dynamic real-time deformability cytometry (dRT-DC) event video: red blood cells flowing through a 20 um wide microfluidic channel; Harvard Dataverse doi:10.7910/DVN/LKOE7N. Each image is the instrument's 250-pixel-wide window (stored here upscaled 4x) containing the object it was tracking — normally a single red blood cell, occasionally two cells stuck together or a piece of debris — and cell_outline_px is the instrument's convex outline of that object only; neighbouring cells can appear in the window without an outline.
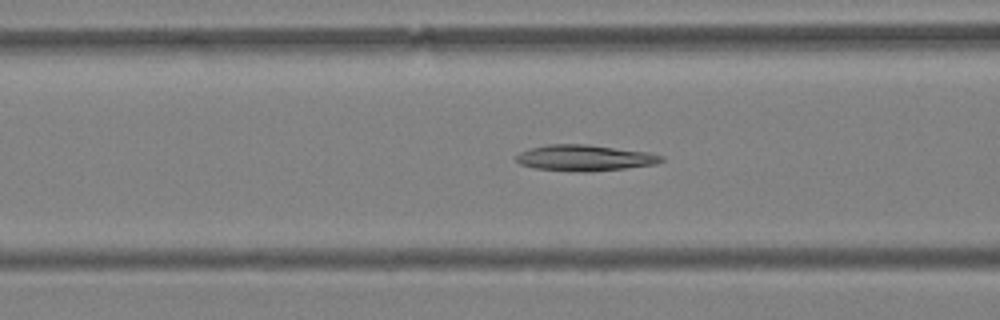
{"species": "Egyptian fruit bat (a non-hibernating species)", "species_latin": "Rousettus aegyptiacus", "temperature_condition": "warm", "stored_images_in_passage": 58, "camera_frame_rate_fps": 3000, "um_per_image_px": 0.085, "animal": {"sex": "female"}, "frame": {"image": 1, "passage_image": 24, "time_ms": 7.667, "image_size_px": [1000, 320], "cell_outline_px": [[664, 160], [656, 164], [592, 172], [588, 172], [536, 168], [520, 164], [516, 160], [516, 156], [520, 152], [528, 148], [548, 144], [588, 144], [648, 152], [664, 156]], "centroid_in_image_um": [49.71, 13.41], "position_along_channel_um": 116.9, "area_um2": 21.96}}
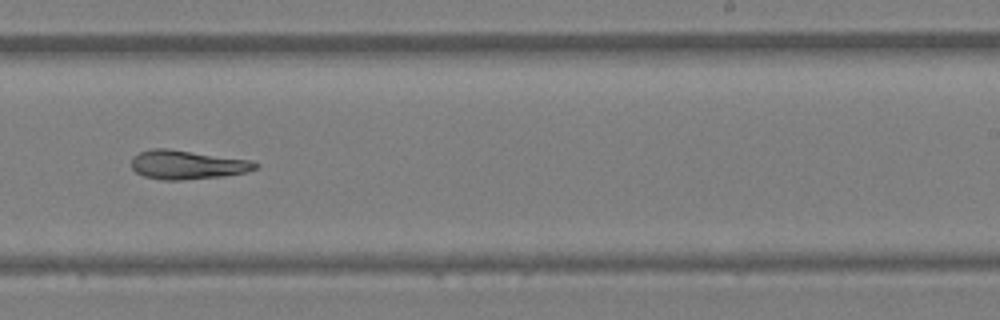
{"frame": {"image": 2, "passage_image": 37, "time_ms": 12.0, "image_size_px": [1000, 320], "cell_outline_px": [[260, 164], [256, 168], [248, 172], [224, 176], [180, 180], [160, 180], [144, 176], [136, 172], [132, 168], [132, 156], [140, 152], [152, 148], [168, 148], [248, 160]], "centroid_in_image_um": [15.89, 14.0], "position_along_channel_um": 273.1, "area_um2": 20.87}}
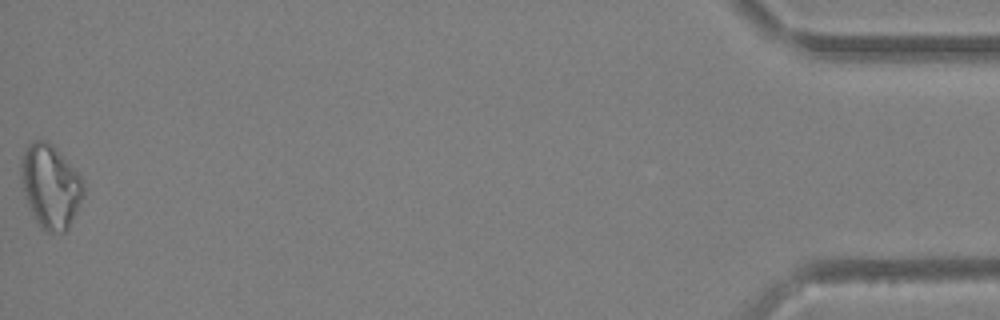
{"frame": {"image": 3, "passage_image": 58, "time_ms": 19.0, "image_size_px": [1000, 320], "cell_outline_px": [[84, 196], [68, 228], [64, 232], [48, 232], [40, 228], [32, 216], [28, 208], [24, 192], [20, 168], [20, 160], [24, 148], [28, 144], [36, 140], [48, 140], [56, 148], [84, 180]], "centroid_in_image_um": [4.28, 15.83], "position_along_channel_um": 430.9, "area_um2": 30.69}, "authors_computed_cell_mechanics": {"area_um2": 22.8599, "velocity_mm_per_s": 3.6112, "shape_relaxation_time_tau1_ms": null, "shape_relaxation_time_tau2_ms": 11.3265, "deformation_change_tau1": null, "deformation_change_tau2": 0.2284}}